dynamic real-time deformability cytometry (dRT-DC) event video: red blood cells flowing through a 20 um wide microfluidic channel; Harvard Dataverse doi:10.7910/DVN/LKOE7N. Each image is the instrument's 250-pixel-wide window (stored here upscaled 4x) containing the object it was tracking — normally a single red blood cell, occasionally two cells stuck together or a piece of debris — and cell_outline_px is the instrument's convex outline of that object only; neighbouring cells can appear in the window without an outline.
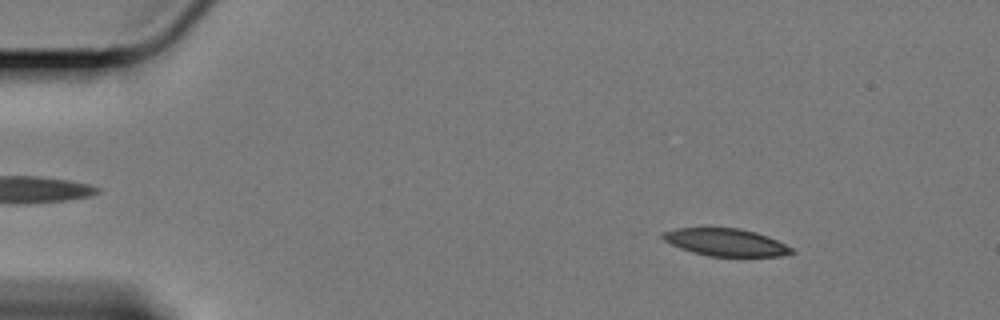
{"species": "Egyptian fruit bat (a non-hibernating species)", "species_latin": "Rousettus aegyptiacus", "temperature_condition": "cold", "stored_images_in_passage": 51, "camera_frame_rate_fps": 3000, "um_per_image_px": 0.085, "animal": {"sex": "female"}, "frame": {"image": 1, "passage_image": 8, "time_ms": 2.333, "image_size_px": [1000, 320], "cell_outline_px": [[796, 252], [780, 256], [708, 256], [692, 252], [680, 248], [664, 240], [660, 236], [660, 232], [676, 228], [740, 228], [756, 232], [768, 236], [792, 248]], "centroid_in_image_um": [61.66, 20.59], "position_along_channel_um": 23.3, "area_um2": 20.58}}
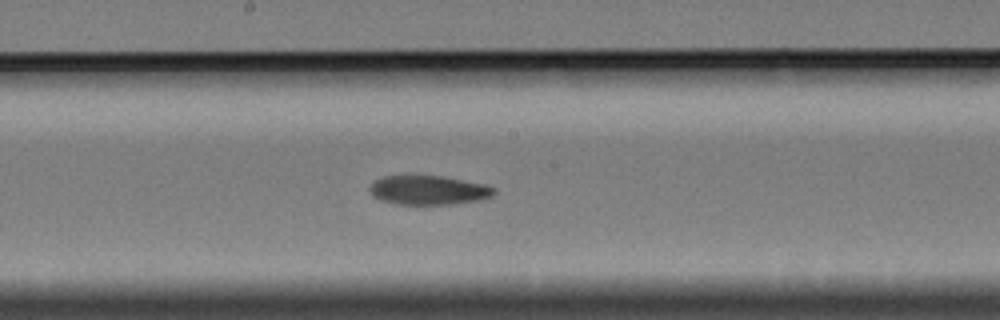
{"frame": {"image": 2, "passage_image": 32, "time_ms": 10.333, "image_size_px": [1000, 320], "cell_outline_px": [[496, 192], [492, 196], [476, 200], [456, 204], [392, 204], [380, 200], [372, 196], [368, 188], [376, 180], [384, 176], [444, 176], [484, 184], [496, 188]], "centroid_in_image_um": [36.41, 16.17], "position_along_channel_um": 211.8, "area_um2": 21.15}}
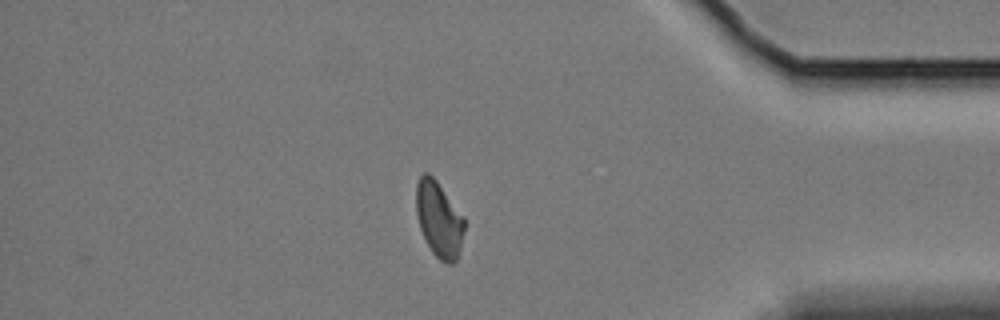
{"frame": {"image": 3, "passage_image": 51, "time_ms": 16.667, "image_size_px": [1000, 320], "cell_outline_px": [[464, 232], [460, 252], [456, 260], [452, 264], [448, 264], [440, 260], [432, 252], [420, 228], [416, 212], [416, 184], [420, 176], [424, 172], [428, 172], [436, 180], [464, 216]], "centroid_in_image_um": [37.32, 18.64], "position_along_channel_um": 397.9, "area_um2": 21.27}, "authors_computed_cell_mechanics": {"area_um2": 22.0796, "velocity_mm_per_s": 3.3636, "shape_relaxation_time_tau1_ms": null, "shape_relaxation_time_tau2_ms": 7.8638, "deformation_change_tau1": null, "deformation_change_tau2": 0.1435}}